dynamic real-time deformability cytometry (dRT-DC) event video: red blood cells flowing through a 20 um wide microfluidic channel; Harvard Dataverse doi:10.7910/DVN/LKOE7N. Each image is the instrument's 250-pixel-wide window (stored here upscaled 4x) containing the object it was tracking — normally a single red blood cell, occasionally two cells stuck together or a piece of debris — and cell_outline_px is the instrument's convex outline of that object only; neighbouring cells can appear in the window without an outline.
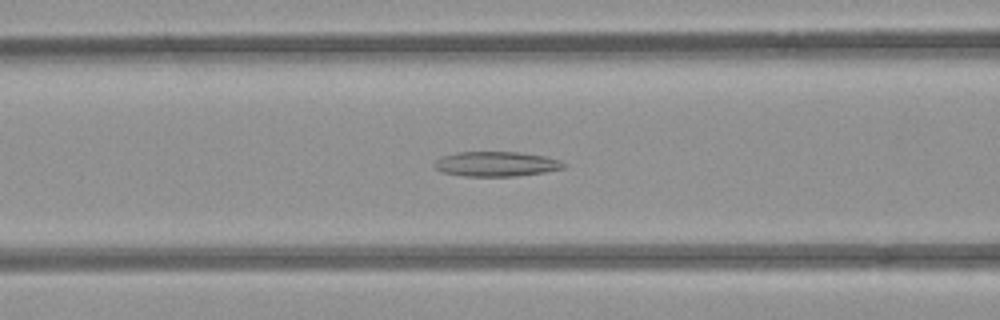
{"species": "common noctule bat (a hibernating species)", "species_latin": "Nyctalus noctula", "temperature_condition": "room temperature", "stored_images_in_passage": 51, "camera_frame_rate_fps": 3000, "um_per_image_px": 0.085, "animal": {"sex": "female", "body_mass_g": 21.9}, "frame": {"image": 1, "passage_image": 21, "time_ms": 6.667, "image_size_px": [1000, 320], "cell_outline_px": [[564, 168], [544, 172], [516, 176], [464, 176], [444, 172], [436, 168], [432, 164], [440, 156], [456, 152], [520, 152], [544, 156], [560, 160], [564, 164]], "centroid_in_image_um": [42.15, 13.93], "position_along_channel_um": 124.5, "area_um2": 18.67}}
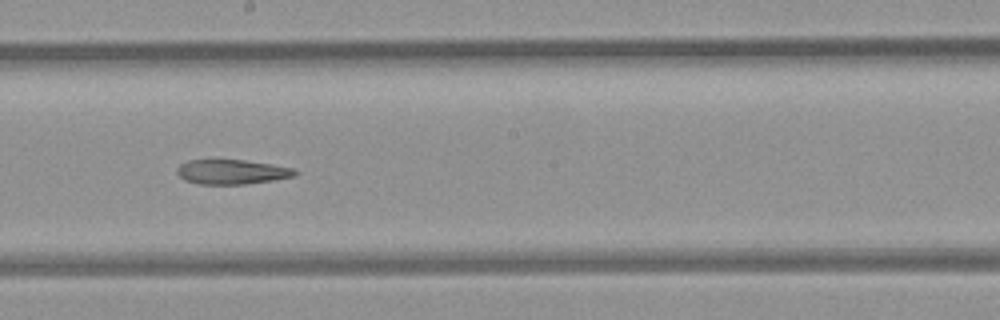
{"frame": {"image": 2, "passage_image": 29, "time_ms": 9.333, "image_size_px": [1000, 320], "cell_outline_px": [[300, 172], [296, 176], [272, 180], [244, 184], [200, 184], [184, 180], [176, 172], [176, 168], [180, 164], [188, 160], [244, 160], [272, 164], [296, 168]], "centroid_in_image_um": [19.74, 14.6], "position_along_channel_um": 228.5, "area_um2": 17.05}}
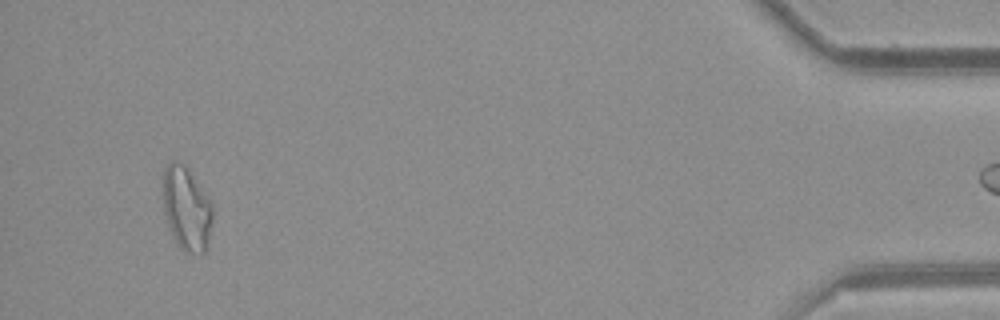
{"frame": {"image": 3, "passage_image": 50, "time_ms": 16.333, "image_size_px": [1000, 320], "cell_outline_px": [[212, 224], [208, 248], [204, 252], [184, 252], [176, 244], [172, 236], [164, 212], [164, 168], [172, 160], [180, 160], [184, 164], [212, 200]], "centroid_in_image_um": [15.88, 17.73], "position_along_channel_um": 419.3, "area_um2": 24.45}}